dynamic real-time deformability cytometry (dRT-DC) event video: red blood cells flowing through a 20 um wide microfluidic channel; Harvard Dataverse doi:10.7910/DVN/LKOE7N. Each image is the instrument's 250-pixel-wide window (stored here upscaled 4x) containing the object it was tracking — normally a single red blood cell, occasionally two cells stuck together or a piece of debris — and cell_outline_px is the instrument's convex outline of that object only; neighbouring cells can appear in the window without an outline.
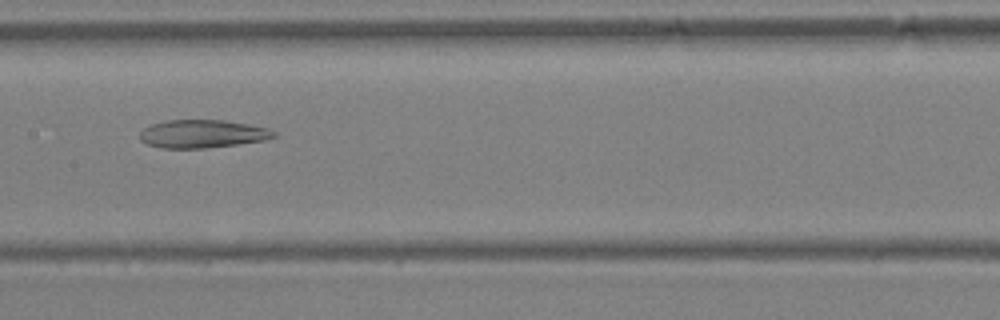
{"species": "Egyptian fruit bat (a non-hibernating species)", "species_latin": "Rousettus aegyptiacus", "temperature_condition": "warm", "stored_images_in_passage": 42, "segment_of_instrument_passage": [1, 2], "camera_frame_rate_fps": 3000, "um_per_image_px": 0.085, "animal": {"sex": "female"}, "frame": {"image": 1, "passage_image": 21, "time_ms": 6.667, "image_size_px": [1000, 320], "cell_outline_px": [[276, 136], [264, 140], [208, 148], [160, 148], [148, 144], [140, 140], [140, 132], [144, 128], [152, 124], [168, 120], [224, 120], [248, 124], [268, 128], [276, 132]], "centroid_in_image_um": [17.2, 11.38], "position_along_channel_um": 190.2, "area_um2": 21.85}}
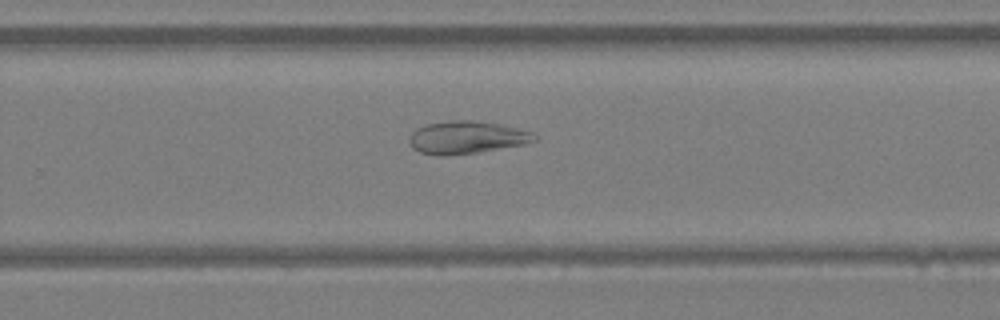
{"frame": {"image": 2, "passage_image": 27, "time_ms": 8.667, "image_size_px": [1000, 320], "cell_outline_px": [[536, 140], [524, 144], [476, 152], [448, 156], [436, 156], [420, 152], [412, 148], [408, 140], [412, 132], [416, 128], [428, 124], [452, 120], [472, 120], [496, 124], [532, 132], [536, 136]], "centroid_in_image_um": [39.59, 11.69], "position_along_channel_um": 290.2, "area_um2": 23.52}}
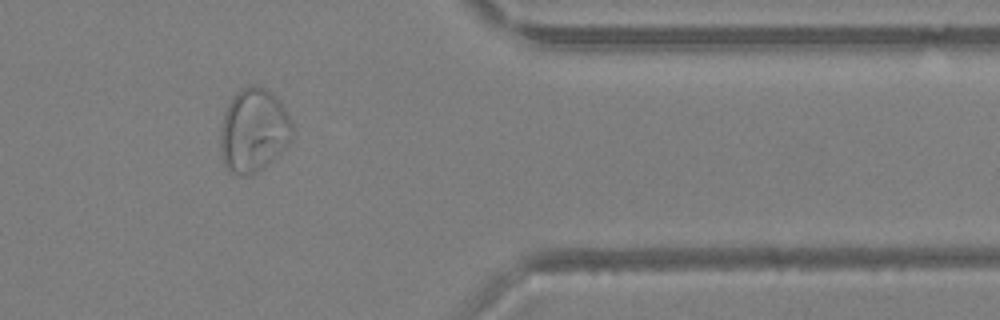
{"frame": {"image": 3, "passage_image": 34, "time_ms": 11.0, "image_size_px": [1000, 320], "cell_outline_px": [[292, 140], [280, 152], [256, 172], [248, 176], [240, 176], [228, 172], [224, 164], [220, 152], [220, 128], [224, 112], [228, 104], [240, 88], [256, 84], [268, 88], [280, 100], [292, 124]], "centroid_in_image_um": [21.53, 11.07], "position_along_channel_um": 389.9, "area_um2": 35.32}}